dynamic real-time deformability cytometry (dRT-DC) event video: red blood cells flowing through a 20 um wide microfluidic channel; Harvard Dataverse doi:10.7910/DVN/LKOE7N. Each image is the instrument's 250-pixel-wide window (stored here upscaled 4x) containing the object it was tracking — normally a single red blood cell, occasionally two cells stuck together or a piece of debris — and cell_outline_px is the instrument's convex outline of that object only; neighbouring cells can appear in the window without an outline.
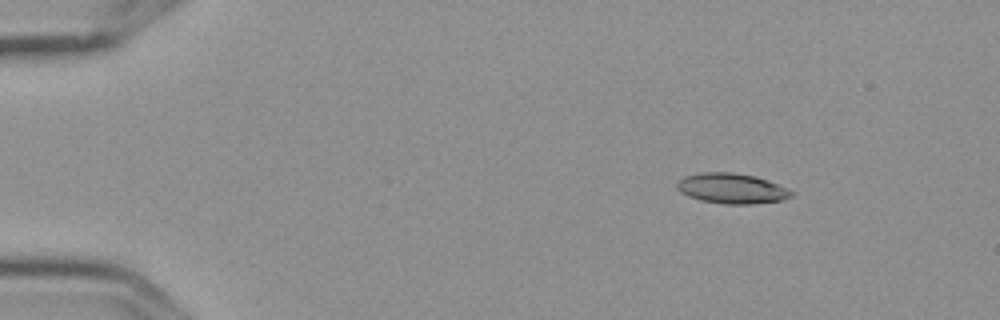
{"species": "Egyptian fruit bat (a non-hibernating species)", "species_latin": "Rousettus aegyptiacus", "temperature_condition": "cold", "stored_images_in_passage": 9, "camera_frame_rate_fps": 3000, "um_per_image_px": 0.085, "frame": {"image": 1, "passage_image": 3, "time_ms": 0.667, "image_size_px": [1000, 320], "cell_outline_px": [[792, 196], [784, 200], [752, 204], [724, 204], [700, 200], [688, 196], [680, 192], [676, 188], [676, 184], [684, 176], [700, 172], [732, 172], [752, 176], [768, 180], [788, 188], [792, 192]], "centroid_in_image_um": [62.18, 16.02], "position_along_channel_um": 22.8, "area_um2": 20.23}}
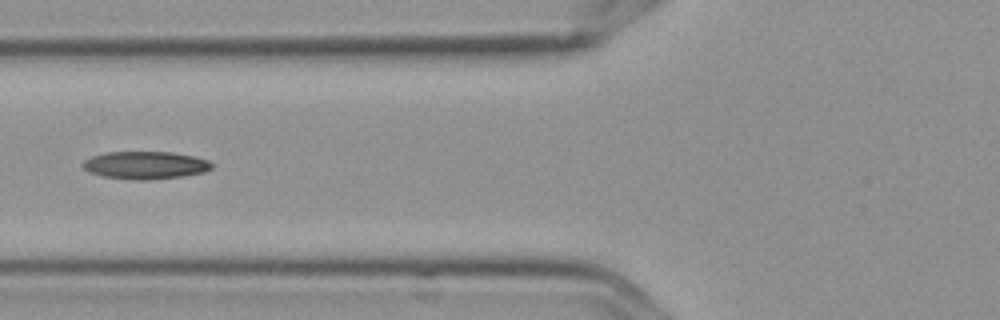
{"frame": {"image": 2, "passage_image": 7, "time_ms": 2.0, "image_size_px": [1000, 320], "cell_outline_px": [[216, 164], [212, 168], [204, 172], [184, 176], [148, 180], [132, 180], [104, 176], [88, 172], [80, 164], [84, 160], [92, 156], [108, 152], [172, 152], [196, 156], [208, 160]], "centroid_in_image_um": [12.39, 14.04], "position_along_channel_um": 113.4, "area_um2": 21.04}}
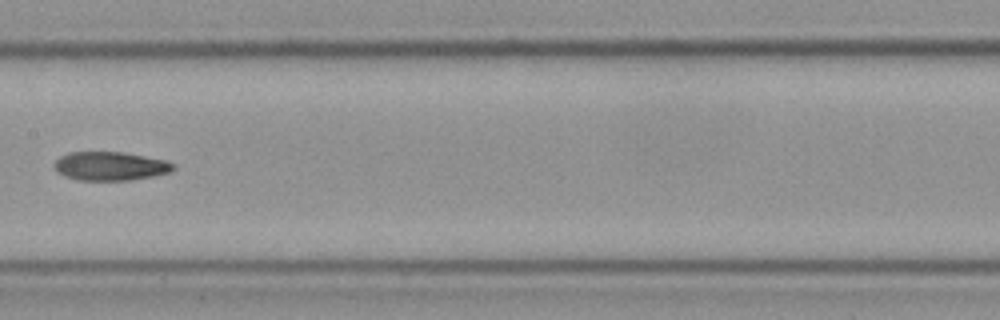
{"frame": {"image": 3, "passage_image": 9, "time_ms": 2.667, "image_size_px": [1000, 320], "cell_outline_px": [[176, 168], [172, 172], [132, 180], [76, 180], [64, 176], [56, 172], [52, 164], [60, 156], [68, 152], [124, 152], [164, 160], [172, 164]], "centroid_in_image_um": [9.32, 14.12], "position_along_channel_um": 198.1, "area_um2": 20.06}}